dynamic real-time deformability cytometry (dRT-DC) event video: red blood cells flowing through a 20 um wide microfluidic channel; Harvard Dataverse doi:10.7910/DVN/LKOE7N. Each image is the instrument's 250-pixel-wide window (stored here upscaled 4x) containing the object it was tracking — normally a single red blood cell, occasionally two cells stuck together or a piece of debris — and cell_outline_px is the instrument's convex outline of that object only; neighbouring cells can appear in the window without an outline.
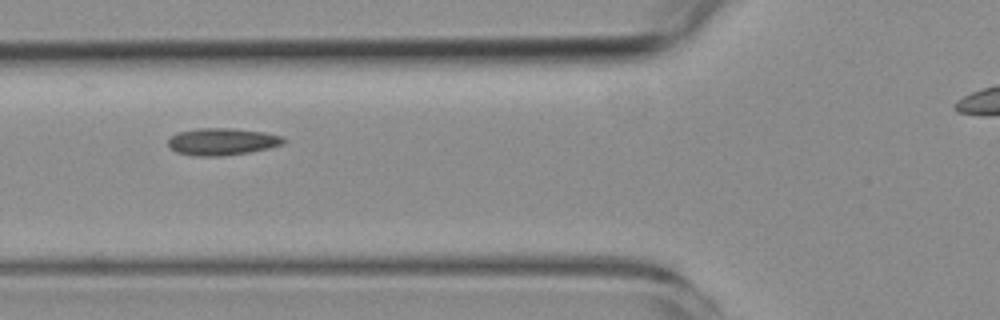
{"species": "common noctule bat (a hibernating species)", "species_latin": "Nyctalus noctula", "temperature_condition": "room temperature", "stored_images_in_passage": 4, "camera_frame_rate_fps": 3000, "um_per_image_px": 0.085, "animal": {"sex": "female", "body_mass_g": 19.3, "forearm_length_mm": 54.1}, "frame": {"image": 1, "passage_image": 2, "time_ms": 1.0, "image_size_px": [1000, 320], "cell_outline_px": [[288, 140], [284, 144], [268, 148], [248, 152], [220, 156], [196, 156], [176, 152], [168, 144], [168, 140], [176, 132], [196, 128], [232, 128], [264, 132], [280, 136]], "centroid_in_image_um": [18.88, 12.03], "position_along_channel_um": 106.9, "area_um2": 18.21}}
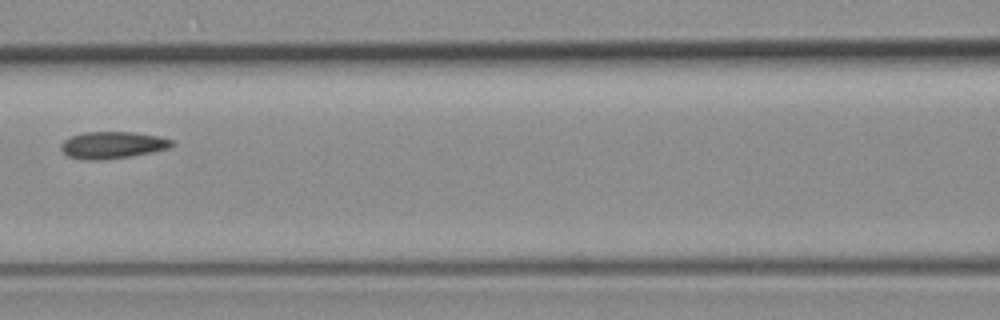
{"frame": {"image": 2, "passage_image": 3, "time_ms": 2.333, "image_size_px": [1000, 320], "cell_outline_px": [[172, 144], [168, 148], [152, 152], [132, 156], [100, 160], [84, 160], [68, 156], [60, 148], [60, 144], [64, 140], [72, 136], [84, 132], [132, 132], [160, 136], [172, 140]], "centroid_in_image_um": [9.54, 12.33], "position_along_channel_um": 157.1, "area_um2": 17.34}}
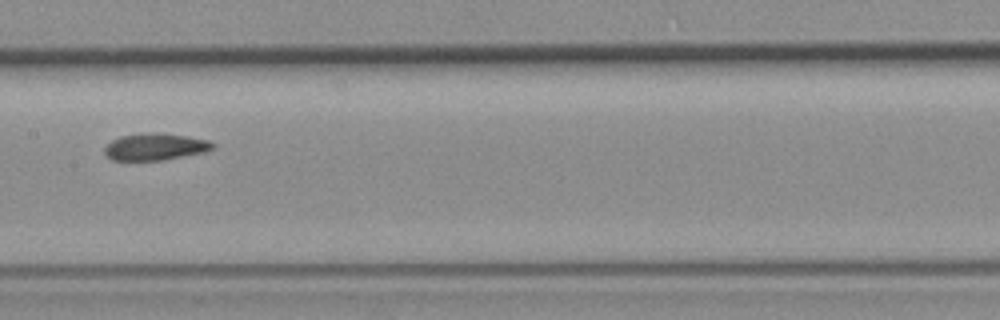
{"frame": {"image": 3, "passage_image": 4, "time_ms": 3.333, "image_size_px": [1000, 320], "cell_outline_px": [[216, 148], [204, 152], [164, 160], [112, 160], [104, 156], [104, 148], [112, 140], [120, 136], [144, 132], [188, 136], [208, 140], [216, 144]], "centroid_in_image_um": [13.19, 12.48], "position_along_channel_um": 194.2, "area_um2": 17.05}}